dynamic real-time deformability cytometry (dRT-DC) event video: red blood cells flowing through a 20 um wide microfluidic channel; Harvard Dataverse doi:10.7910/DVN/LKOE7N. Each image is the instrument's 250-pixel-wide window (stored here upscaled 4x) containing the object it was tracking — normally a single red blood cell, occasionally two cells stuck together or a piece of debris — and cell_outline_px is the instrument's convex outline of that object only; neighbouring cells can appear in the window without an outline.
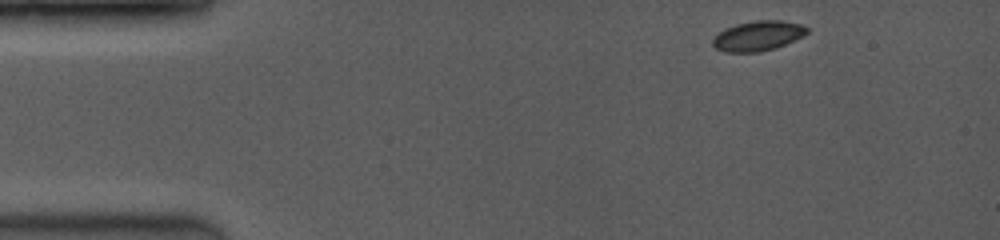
{"species": "common noctule bat (a hibernating species)", "species_latin": "Nyctalus noctula", "temperature_condition": "room temperature", "stored_images_in_passage": 8, "camera_frame_rate_fps": 3500, "um_per_image_px": 0.085, "animal": {"sex": "female", "body_mass_g": 19.0, "forearm_length_mm": 53.3}, "frame": {"image": 1, "passage_image": 1, "time_ms": 0.0, "image_size_px": [1000, 240], "cell_outline_px": [[808, 32], [804, 36], [776, 48], [760, 52], [724, 52], [716, 48], [712, 44], [712, 40], [724, 28], [736, 24], [756, 20], [780, 20], [800, 24], [808, 28]], "centroid_in_image_um": [64.43, 3.05], "position_along_channel_um": 20.6, "area_um2": 16.47}}
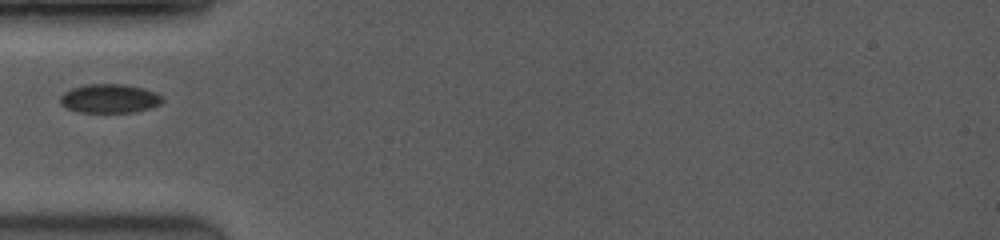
{"frame": {"image": 2, "passage_image": 7, "time_ms": 3.429, "image_size_px": [1000, 240], "cell_outline_px": [[164, 100], [160, 104], [136, 112], [76, 112], [60, 104], [60, 96], [64, 92], [72, 88], [88, 84], [124, 84], [144, 88], [156, 92]], "centroid_in_image_um": [9.3, 8.37], "position_along_channel_um": 75.7, "area_um2": 17.22}}